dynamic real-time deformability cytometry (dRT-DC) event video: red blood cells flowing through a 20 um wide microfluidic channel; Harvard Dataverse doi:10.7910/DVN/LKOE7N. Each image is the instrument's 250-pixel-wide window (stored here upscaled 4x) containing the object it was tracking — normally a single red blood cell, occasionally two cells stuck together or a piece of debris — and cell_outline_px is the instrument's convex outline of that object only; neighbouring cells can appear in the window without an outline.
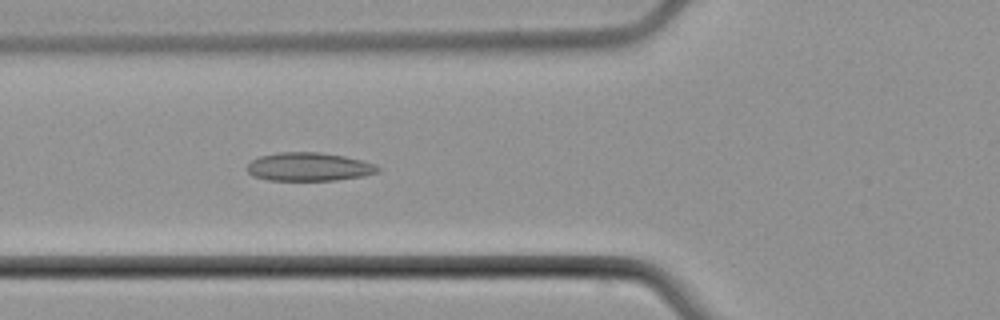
{"species": "common noctule bat (a hibernating species)", "species_latin": "Nyctalus noctula", "temperature_condition": "cold", "stored_images_in_passage": 4, "camera_frame_rate_fps": 3000, "um_per_image_px": 0.085, "animal": {"sex": "male", "body_mass_g": 21.5, "forearm_length_mm": 52.0}, "frame": {"image": 1, "passage_image": 4, "time_ms": 4.667, "image_size_px": [1000, 320], "cell_outline_px": [[380, 172], [364, 176], [336, 180], [268, 180], [252, 176], [244, 168], [252, 160], [260, 156], [280, 152], [320, 152], [344, 156], [376, 164], [380, 168]], "centroid_in_image_um": [26.25, 14.18], "position_along_channel_um": 99.5, "area_um2": 21.79}}